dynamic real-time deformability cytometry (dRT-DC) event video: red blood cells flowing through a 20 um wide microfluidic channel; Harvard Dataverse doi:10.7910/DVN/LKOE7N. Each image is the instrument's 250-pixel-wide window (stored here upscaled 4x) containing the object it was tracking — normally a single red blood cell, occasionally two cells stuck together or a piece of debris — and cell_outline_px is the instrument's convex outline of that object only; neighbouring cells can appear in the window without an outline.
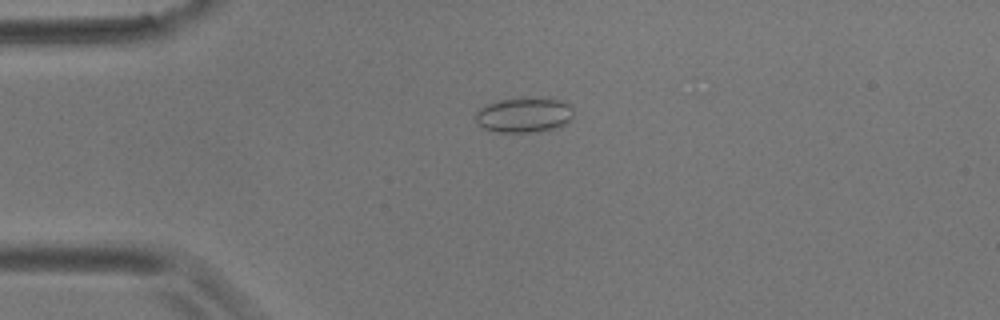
{"species": "common noctule bat (a hibernating species)", "species_latin": "Nyctalus noctula", "temperature_condition": "room temperature", "stored_images_in_passage": 2, "camera_frame_rate_fps": 3000, "um_per_image_px": 0.085, "animal": {"sex": "male", "body_mass_g": 17.9}, "frame": {"image": 1, "passage_image": 1, "time_ms": 0.0, "image_size_px": [1000, 320], "cell_outline_px": [[572, 116], [560, 128], [536, 132], [496, 132], [484, 128], [476, 124], [476, 112], [484, 104], [496, 100], [560, 100], [568, 104], [572, 108]], "centroid_in_image_um": [44.49, 9.82], "position_along_channel_um": 40.5, "area_um2": 19.54}}